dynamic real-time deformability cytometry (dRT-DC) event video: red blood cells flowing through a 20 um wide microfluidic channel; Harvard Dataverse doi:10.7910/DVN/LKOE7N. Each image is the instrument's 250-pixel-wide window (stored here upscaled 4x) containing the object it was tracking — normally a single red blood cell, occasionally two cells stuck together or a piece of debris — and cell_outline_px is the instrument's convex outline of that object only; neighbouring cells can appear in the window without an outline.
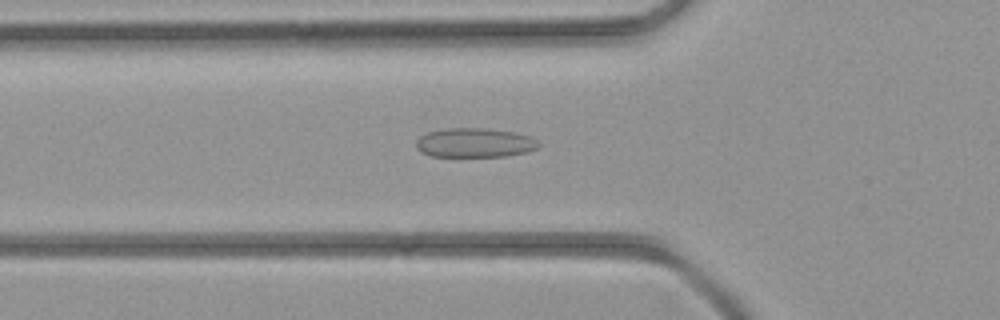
{"species": "common noctule bat (a hibernating species)", "species_latin": "Nyctalus noctula", "temperature_condition": "room temperature", "stored_images_in_passage": 35, "camera_frame_rate_fps": 3000, "um_per_image_px": 0.085, "animal": {"sex": "female", "body_mass_g": 21.9}, "frame": {"image": 1, "passage_image": 7, "time_ms": 2.0, "image_size_px": [1000, 320], "cell_outline_px": [[540, 144], [536, 148], [528, 152], [504, 156], [432, 156], [420, 152], [416, 148], [416, 140], [420, 136], [428, 132], [444, 128], [484, 128], [516, 132], [532, 136]], "centroid_in_image_um": [40.35, 12.12], "position_along_channel_um": 85.5, "area_um2": 21.04}}
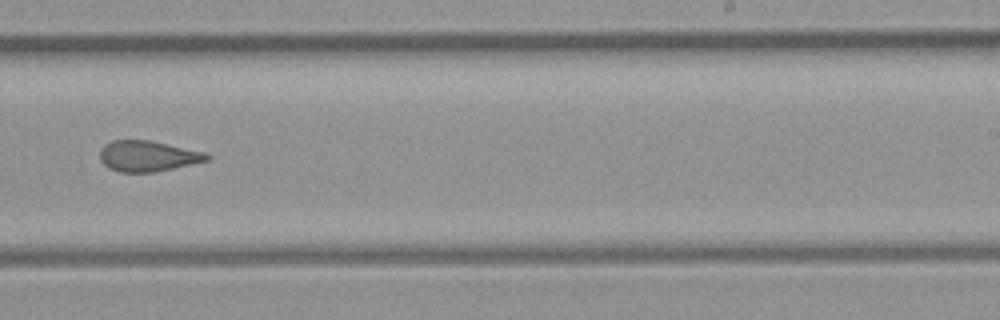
{"frame": {"image": 2, "passage_image": 19, "time_ms": 6.0, "image_size_px": [1000, 320], "cell_outline_px": [[212, 156], [208, 160], [172, 168], [152, 172], [120, 172], [108, 168], [100, 160], [100, 148], [104, 144], [112, 140], [148, 140], [204, 152]], "centroid_in_image_um": [12.51, 13.26], "position_along_channel_um": 276.5, "area_um2": 18.96}}
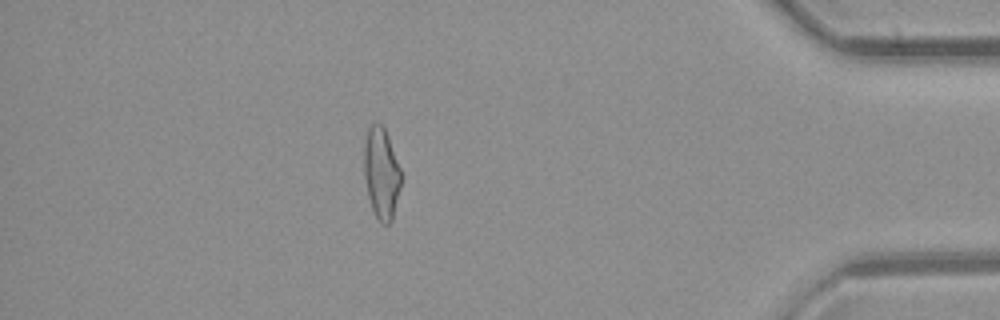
{"frame": {"image": 3, "passage_image": 30, "time_ms": 9.667, "image_size_px": [1000, 320], "cell_outline_px": [[400, 188], [392, 220], [388, 224], [380, 224], [372, 208], [368, 196], [364, 176], [364, 144], [368, 128], [372, 120], [380, 124], [384, 128], [400, 168]], "centroid_in_image_um": [32.39, 14.72], "position_along_channel_um": 402.8, "area_um2": 19.54}}